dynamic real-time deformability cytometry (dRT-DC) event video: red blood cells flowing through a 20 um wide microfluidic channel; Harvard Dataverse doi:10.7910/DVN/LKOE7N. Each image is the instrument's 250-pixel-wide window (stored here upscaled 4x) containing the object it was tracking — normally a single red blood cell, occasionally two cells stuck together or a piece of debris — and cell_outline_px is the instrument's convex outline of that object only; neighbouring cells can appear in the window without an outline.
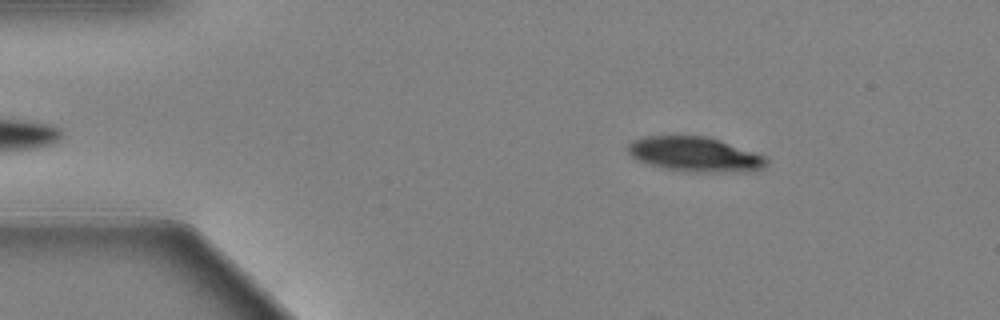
{"species": "Egyptian fruit bat (a non-hibernating species)", "species_latin": "Rousettus aegyptiacus", "temperature_condition": "warm", "stored_images_in_passage": 55, "camera_frame_rate_fps": 3000, "um_per_image_px": 0.085, "animal": {"sex": "female"}, "frame": {"image": 1, "passage_image": 4, "time_ms": 1.0, "image_size_px": [1000, 320], "cell_outline_px": [[768, 164], [764, 168], [668, 168], [652, 164], [640, 160], [632, 156], [624, 148], [632, 140], [644, 136], [708, 136], [720, 140], [764, 156], [768, 160]], "centroid_in_image_um": [58.93, 13.0], "position_along_channel_um": 26.1, "area_um2": 25.72}}
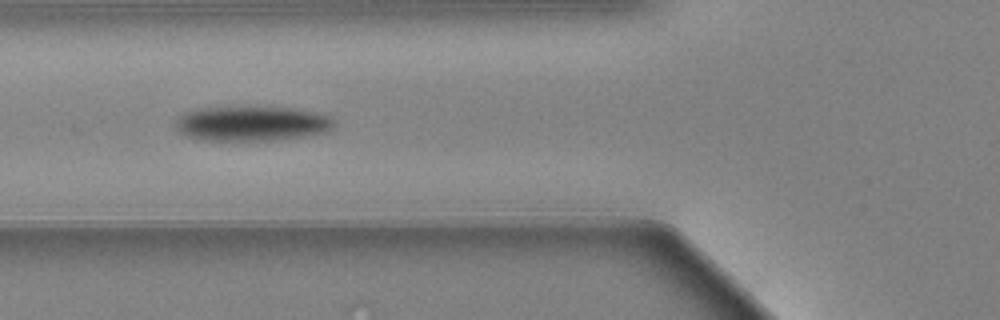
{"frame": {"image": 2, "passage_image": 17, "time_ms": 5.333, "image_size_px": [1000, 320], "cell_outline_px": [[336, 124], [332, 128], [324, 132], [304, 136], [280, 140], [204, 140], [184, 136], [176, 128], [176, 120], [180, 116], [188, 112], [204, 108], [292, 108], [312, 112], [328, 116]], "centroid_in_image_um": [21.4, 10.53], "position_along_channel_um": 104.4, "area_um2": 31.5}}
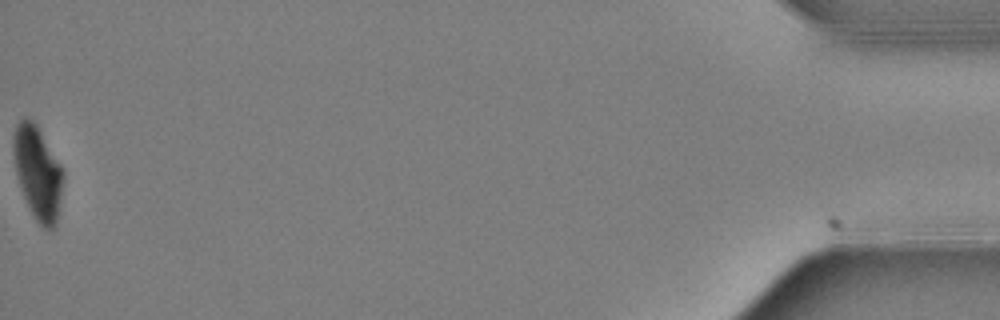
{"frame": {"image": 3, "passage_image": 55, "time_ms": 18.0, "image_size_px": [1000, 320], "cell_outline_px": [[64, 180], [56, 224], [52, 228], [44, 228], [36, 220], [28, 208], [16, 172], [12, 148], [12, 136], [16, 124], [20, 120], [32, 120], [36, 124], [60, 164], [64, 172]], "centroid_in_image_um": [3.21, 14.68], "position_along_channel_um": 432.0, "area_um2": 26.76}}